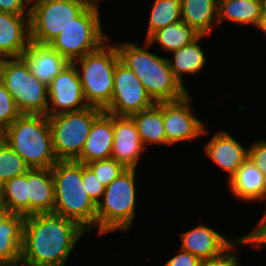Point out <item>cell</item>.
I'll return each mask as SVG.
<instances>
[{
    "label": "cell",
    "instance_id": "6da1fadb",
    "mask_svg": "<svg viewBox=\"0 0 266 266\" xmlns=\"http://www.w3.org/2000/svg\"><path fill=\"white\" fill-rule=\"evenodd\" d=\"M86 232L76 221L53 212L26 216L21 262L25 266H66Z\"/></svg>",
    "mask_w": 266,
    "mask_h": 266
},
{
    "label": "cell",
    "instance_id": "7a4b0ae2",
    "mask_svg": "<svg viewBox=\"0 0 266 266\" xmlns=\"http://www.w3.org/2000/svg\"><path fill=\"white\" fill-rule=\"evenodd\" d=\"M143 43L142 47L130 41L115 43L120 62L140 79L154 103L172 102L185 97L189 91L175 78L167 56L151 53L148 48L152 45L147 40Z\"/></svg>",
    "mask_w": 266,
    "mask_h": 266
},
{
    "label": "cell",
    "instance_id": "3957f363",
    "mask_svg": "<svg viewBox=\"0 0 266 266\" xmlns=\"http://www.w3.org/2000/svg\"><path fill=\"white\" fill-rule=\"evenodd\" d=\"M51 172L54 181L55 206L53 213L79 223L88 232L96 228L97 205L82 183V163L57 161Z\"/></svg>",
    "mask_w": 266,
    "mask_h": 266
},
{
    "label": "cell",
    "instance_id": "277c9868",
    "mask_svg": "<svg viewBox=\"0 0 266 266\" xmlns=\"http://www.w3.org/2000/svg\"><path fill=\"white\" fill-rule=\"evenodd\" d=\"M4 139L31 168H51L58 159L52 144L48 116L21 114L3 132Z\"/></svg>",
    "mask_w": 266,
    "mask_h": 266
},
{
    "label": "cell",
    "instance_id": "5b68a950",
    "mask_svg": "<svg viewBox=\"0 0 266 266\" xmlns=\"http://www.w3.org/2000/svg\"><path fill=\"white\" fill-rule=\"evenodd\" d=\"M119 61L116 45L111 44L109 38L97 50L73 62L77 67L88 106L104 110L110 104L114 88V72Z\"/></svg>",
    "mask_w": 266,
    "mask_h": 266
},
{
    "label": "cell",
    "instance_id": "8992f818",
    "mask_svg": "<svg viewBox=\"0 0 266 266\" xmlns=\"http://www.w3.org/2000/svg\"><path fill=\"white\" fill-rule=\"evenodd\" d=\"M136 185V169L127 168L105 187L96 213L99 236L117 230L129 231L136 216Z\"/></svg>",
    "mask_w": 266,
    "mask_h": 266
},
{
    "label": "cell",
    "instance_id": "52a82bcc",
    "mask_svg": "<svg viewBox=\"0 0 266 266\" xmlns=\"http://www.w3.org/2000/svg\"><path fill=\"white\" fill-rule=\"evenodd\" d=\"M100 9L89 6L49 44L69 63L97 50L110 37L101 24Z\"/></svg>",
    "mask_w": 266,
    "mask_h": 266
},
{
    "label": "cell",
    "instance_id": "ba28073f",
    "mask_svg": "<svg viewBox=\"0 0 266 266\" xmlns=\"http://www.w3.org/2000/svg\"><path fill=\"white\" fill-rule=\"evenodd\" d=\"M0 81L22 114L47 115L48 86L37 79L21 58H7L0 68Z\"/></svg>",
    "mask_w": 266,
    "mask_h": 266
},
{
    "label": "cell",
    "instance_id": "9c48e42d",
    "mask_svg": "<svg viewBox=\"0 0 266 266\" xmlns=\"http://www.w3.org/2000/svg\"><path fill=\"white\" fill-rule=\"evenodd\" d=\"M102 109L87 108L48 116L53 150L58 161L76 160L84 148L93 121Z\"/></svg>",
    "mask_w": 266,
    "mask_h": 266
},
{
    "label": "cell",
    "instance_id": "30bf717a",
    "mask_svg": "<svg viewBox=\"0 0 266 266\" xmlns=\"http://www.w3.org/2000/svg\"><path fill=\"white\" fill-rule=\"evenodd\" d=\"M89 5L82 0H45L30 11L31 42L49 45Z\"/></svg>",
    "mask_w": 266,
    "mask_h": 266
},
{
    "label": "cell",
    "instance_id": "8fae6325",
    "mask_svg": "<svg viewBox=\"0 0 266 266\" xmlns=\"http://www.w3.org/2000/svg\"><path fill=\"white\" fill-rule=\"evenodd\" d=\"M154 104L140 79L119 61L114 72L112 100L103 111L115 116L130 117Z\"/></svg>",
    "mask_w": 266,
    "mask_h": 266
},
{
    "label": "cell",
    "instance_id": "7c38bea8",
    "mask_svg": "<svg viewBox=\"0 0 266 266\" xmlns=\"http://www.w3.org/2000/svg\"><path fill=\"white\" fill-rule=\"evenodd\" d=\"M190 92L180 100L163 102V122L170 145L189 141L208 133L205 123L196 117Z\"/></svg>",
    "mask_w": 266,
    "mask_h": 266
},
{
    "label": "cell",
    "instance_id": "4fadbf2b",
    "mask_svg": "<svg viewBox=\"0 0 266 266\" xmlns=\"http://www.w3.org/2000/svg\"><path fill=\"white\" fill-rule=\"evenodd\" d=\"M87 107L77 67L74 63H68L48 85L47 116Z\"/></svg>",
    "mask_w": 266,
    "mask_h": 266
},
{
    "label": "cell",
    "instance_id": "5bb4252c",
    "mask_svg": "<svg viewBox=\"0 0 266 266\" xmlns=\"http://www.w3.org/2000/svg\"><path fill=\"white\" fill-rule=\"evenodd\" d=\"M114 140L111 158L126 168L137 169L141 155L146 151L136 124L129 116L113 115Z\"/></svg>",
    "mask_w": 266,
    "mask_h": 266
},
{
    "label": "cell",
    "instance_id": "9a60e30c",
    "mask_svg": "<svg viewBox=\"0 0 266 266\" xmlns=\"http://www.w3.org/2000/svg\"><path fill=\"white\" fill-rule=\"evenodd\" d=\"M204 151L207 158L227 172L228 179L248 159V148L226 130L217 131L205 144Z\"/></svg>",
    "mask_w": 266,
    "mask_h": 266
},
{
    "label": "cell",
    "instance_id": "2e32d148",
    "mask_svg": "<svg viewBox=\"0 0 266 266\" xmlns=\"http://www.w3.org/2000/svg\"><path fill=\"white\" fill-rule=\"evenodd\" d=\"M236 240L235 237L227 239L214 228L202 223L181 233V246L179 248L190 252L202 261L221 255Z\"/></svg>",
    "mask_w": 266,
    "mask_h": 266
},
{
    "label": "cell",
    "instance_id": "e0dca14e",
    "mask_svg": "<svg viewBox=\"0 0 266 266\" xmlns=\"http://www.w3.org/2000/svg\"><path fill=\"white\" fill-rule=\"evenodd\" d=\"M30 42V14L0 12V51L5 57H21Z\"/></svg>",
    "mask_w": 266,
    "mask_h": 266
},
{
    "label": "cell",
    "instance_id": "ac0fdd59",
    "mask_svg": "<svg viewBox=\"0 0 266 266\" xmlns=\"http://www.w3.org/2000/svg\"><path fill=\"white\" fill-rule=\"evenodd\" d=\"M114 140L113 115L103 111L91 126L81 155L75 160L87 164L111 158Z\"/></svg>",
    "mask_w": 266,
    "mask_h": 266
},
{
    "label": "cell",
    "instance_id": "d6986e66",
    "mask_svg": "<svg viewBox=\"0 0 266 266\" xmlns=\"http://www.w3.org/2000/svg\"><path fill=\"white\" fill-rule=\"evenodd\" d=\"M21 58L26 62L31 73L47 86L69 63L50 45L30 42Z\"/></svg>",
    "mask_w": 266,
    "mask_h": 266
},
{
    "label": "cell",
    "instance_id": "ffe728a7",
    "mask_svg": "<svg viewBox=\"0 0 266 266\" xmlns=\"http://www.w3.org/2000/svg\"><path fill=\"white\" fill-rule=\"evenodd\" d=\"M230 192L244 202H266V176L248 158L228 179Z\"/></svg>",
    "mask_w": 266,
    "mask_h": 266
},
{
    "label": "cell",
    "instance_id": "44dd1931",
    "mask_svg": "<svg viewBox=\"0 0 266 266\" xmlns=\"http://www.w3.org/2000/svg\"><path fill=\"white\" fill-rule=\"evenodd\" d=\"M29 215L52 213L55 206L54 181L51 168L27 171Z\"/></svg>",
    "mask_w": 266,
    "mask_h": 266
},
{
    "label": "cell",
    "instance_id": "7402d4cb",
    "mask_svg": "<svg viewBox=\"0 0 266 266\" xmlns=\"http://www.w3.org/2000/svg\"><path fill=\"white\" fill-rule=\"evenodd\" d=\"M182 20L200 35L218 26V0H180Z\"/></svg>",
    "mask_w": 266,
    "mask_h": 266
},
{
    "label": "cell",
    "instance_id": "603a6c76",
    "mask_svg": "<svg viewBox=\"0 0 266 266\" xmlns=\"http://www.w3.org/2000/svg\"><path fill=\"white\" fill-rule=\"evenodd\" d=\"M207 35H199L191 43L184 47L171 52L173 58H168L169 66L180 84L186 89L188 86L184 85V75L198 74L205 68L206 57L205 51L199 45V41Z\"/></svg>",
    "mask_w": 266,
    "mask_h": 266
},
{
    "label": "cell",
    "instance_id": "cb8c5ba5",
    "mask_svg": "<svg viewBox=\"0 0 266 266\" xmlns=\"http://www.w3.org/2000/svg\"><path fill=\"white\" fill-rule=\"evenodd\" d=\"M136 124L144 147L149 145H169L163 122V102L155 103L152 107L130 116Z\"/></svg>",
    "mask_w": 266,
    "mask_h": 266
},
{
    "label": "cell",
    "instance_id": "d4e9b609",
    "mask_svg": "<svg viewBox=\"0 0 266 266\" xmlns=\"http://www.w3.org/2000/svg\"><path fill=\"white\" fill-rule=\"evenodd\" d=\"M24 221V216L12 213L1 223L0 261L2 263L21 261Z\"/></svg>",
    "mask_w": 266,
    "mask_h": 266
},
{
    "label": "cell",
    "instance_id": "484cf974",
    "mask_svg": "<svg viewBox=\"0 0 266 266\" xmlns=\"http://www.w3.org/2000/svg\"><path fill=\"white\" fill-rule=\"evenodd\" d=\"M218 26L225 21L255 27L262 14L260 0H218Z\"/></svg>",
    "mask_w": 266,
    "mask_h": 266
},
{
    "label": "cell",
    "instance_id": "4316f807",
    "mask_svg": "<svg viewBox=\"0 0 266 266\" xmlns=\"http://www.w3.org/2000/svg\"><path fill=\"white\" fill-rule=\"evenodd\" d=\"M200 34L183 20L174 22L154 32L147 41L151 45H158L164 52H174L191 43Z\"/></svg>",
    "mask_w": 266,
    "mask_h": 266
},
{
    "label": "cell",
    "instance_id": "83f0119b",
    "mask_svg": "<svg viewBox=\"0 0 266 266\" xmlns=\"http://www.w3.org/2000/svg\"><path fill=\"white\" fill-rule=\"evenodd\" d=\"M0 200L11 213L29 216L27 172L15 176L0 186Z\"/></svg>",
    "mask_w": 266,
    "mask_h": 266
},
{
    "label": "cell",
    "instance_id": "f1b7e54d",
    "mask_svg": "<svg viewBox=\"0 0 266 266\" xmlns=\"http://www.w3.org/2000/svg\"><path fill=\"white\" fill-rule=\"evenodd\" d=\"M152 2L145 40L157 30L182 20L180 0H153Z\"/></svg>",
    "mask_w": 266,
    "mask_h": 266
},
{
    "label": "cell",
    "instance_id": "f546056e",
    "mask_svg": "<svg viewBox=\"0 0 266 266\" xmlns=\"http://www.w3.org/2000/svg\"><path fill=\"white\" fill-rule=\"evenodd\" d=\"M30 167L4 140L0 139V186L15 176L26 173Z\"/></svg>",
    "mask_w": 266,
    "mask_h": 266
},
{
    "label": "cell",
    "instance_id": "4dcf8cb0",
    "mask_svg": "<svg viewBox=\"0 0 266 266\" xmlns=\"http://www.w3.org/2000/svg\"><path fill=\"white\" fill-rule=\"evenodd\" d=\"M106 187L127 168L113 158L94 160L86 164Z\"/></svg>",
    "mask_w": 266,
    "mask_h": 266
},
{
    "label": "cell",
    "instance_id": "1f68e13d",
    "mask_svg": "<svg viewBox=\"0 0 266 266\" xmlns=\"http://www.w3.org/2000/svg\"><path fill=\"white\" fill-rule=\"evenodd\" d=\"M251 245L249 238L246 235L240 236L237 240L221 255L202 260L200 266H242L239 257L237 246Z\"/></svg>",
    "mask_w": 266,
    "mask_h": 266
},
{
    "label": "cell",
    "instance_id": "d6a6232c",
    "mask_svg": "<svg viewBox=\"0 0 266 266\" xmlns=\"http://www.w3.org/2000/svg\"><path fill=\"white\" fill-rule=\"evenodd\" d=\"M21 114L12 96L0 81V130L3 132Z\"/></svg>",
    "mask_w": 266,
    "mask_h": 266
},
{
    "label": "cell",
    "instance_id": "836d02e7",
    "mask_svg": "<svg viewBox=\"0 0 266 266\" xmlns=\"http://www.w3.org/2000/svg\"><path fill=\"white\" fill-rule=\"evenodd\" d=\"M82 183L86 188L92 201L98 205L104 195L105 186L96 177L95 173L86 165L82 163Z\"/></svg>",
    "mask_w": 266,
    "mask_h": 266
},
{
    "label": "cell",
    "instance_id": "e575fe53",
    "mask_svg": "<svg viewBox=\"0 0 266 266\" xmlns=\"http://www.w3.org/2000/svg\"><path fill=\"white\" fill-rule=\"evenodd\" d=\"M248 158L266 176V140H257L248 147Z\"/></svg>",
    "mask_w": 266,
    "mask_h": 266
},
{
    "label": "cell",
    "instance_id": "d590c367",
    "mask_svg": "<svg viewBox=\"0 0 266 266\" xmlns=\"http://www.w3.org/2000/svg\"><path fill=\"white\" fill-rule=\"evenodd\" d=\"M245 235L249 238L252 248H266V215H262L255 229Z\"/></svg>",
    "mask_w": 266,
    "mask_h": 266
},
{
    "label": "cell",
    "instance_id": "8d00e7d4",
    "mask_svg": "<svg viewBox=\"0 0 266 266\" xmlns=\"http://www.w3.org/2000/svg\"><path fill=\"white\" fill-rule=\"evenodd\" d=\"M179 253L167 260L163 266H200L201 260L190 252L179 248Z\"/></svg>",
    "mask_w": 266,
    "mask_h": 266
},
{
    "label": "cell",
    "instance_id": "74e56055",
    "mask_svg": "<svg viewBox=\"0 0 266 266\" xmlns=\"http://www.w3.org/2000/svg\"><path fill=\"white\" fill-rule=\"evenodd\" d=\"M0 12L10 14H30L21 0H0Z\"/></svg>",
    "mask_w": 266,
    "mask_h": 266
},
{
    "label": "cell",
    "instance_id": "f35d334b",
    "mask_svg": "<svg viewBox=\"0 0 266 266\" xmlns=\"http://www.w3.org/2000/svg\"><path fill=\"white\" fill-rule=\"evenodd\" d=\"M12 213L8 209V207L0 200V225L1 223L7 219Z\"/></svg>",
    "mask_w": 266,
    "mask_h": 266
},
{
    "label": "cell",
    "instance_id": "ab89813d",
    "mask_svg": "<svg viewBox=\"0 0 266 266\" xmlns=\"http://www.w3.org/2000/svg\"><path fill=\"white\" fill-rule=\"evenodd\" d=\"M256 28L262 31L266 36V11H262L261 17L258 21Z\"/></svg>",
    "mask_w": 266,
    "mask_h": 266
},
{
    "label": "cell",
    "instance_id": "60d3db41",
    "mask_svg": "<svg viewBox=\"0 0 266 266\" xmlns=\"http://www.w3.org/2000/svg\"><path fill=\"white\" fill-rule=\"evenodd\" d=\"M21 1L31 11L35 6L43 3L45 0H21Z\"/></svg>",
    "mask_w": 266,
    "mask_h": 266
},
{
    "label": "cell",
    "instance_id": "b9f144b4",
    "mask_svg": "<svg viewBox=\"0 0 266 266\" xmlns=\"http://www.w3.org/2000/svg\"><path fill=\"white\" fill-rule=\"evenodd\" d=\"M82 1L86 2L89 6L100 7L99 5L100 0H82Z\"/></svg>",
    "mask_w": 266,
    "mask_h": 266
},
{
    "label": "cell",
    "instance_id": "7bdbcfd3",
    "mask_svg": "<svg viewBox=\"0 0 266 266\" xmlns=\"http://www.w3.org/2000/svg\"><path fill=\"white\" fill-rule=\"evenodd\" d=\"M1 266H24L21 261L14 262V263H3Z\"/></svg>",
    "mask_w": 266,
    "mask_h": 266
},
{
    "label": "cell",
    "instance_id": "ee69618b",
    "mask_svg": "<svg viewBox=\"0 0 266 266\" xmlns=\"http://www.w3.org/2000/svg\"><path fill=\"white\" fill-rule=\"evenodd\" d=\"M6 59L5 55L0 51V68L4 65Z\"/></svg>",
    "mask_w": 266,
    "mask_h": 266
},
{
    "label": "cell",
    "instance_id": "f6af8a7d",
    "mask_svg": "<svg viewBox=\"0 0 266 266\" xmlns=\"http://www.w3.org/2000/svg\"><path fill=\"white\" fill-rule=\"evenodd\" d=\"M261 1V9L262 11H266V0H260Z\"/></svg>",
    "mask_w": 266,
    "mask_h": 266
},
{
    "label": "cell",
    "instance_id": "bcb514c9",
    "mask_svg": "<svg viewBox=\"0 0 266 266\" xmlns=\"http://www.w3.org/2000/svg\"><path fill=\"white\" fill-rule=\"evenodd\" d=\"M2 138V131L0 130V139Z\"/></svg>",
    "mask_w": 266,
    "mask_h": 266
}]
</instances>
